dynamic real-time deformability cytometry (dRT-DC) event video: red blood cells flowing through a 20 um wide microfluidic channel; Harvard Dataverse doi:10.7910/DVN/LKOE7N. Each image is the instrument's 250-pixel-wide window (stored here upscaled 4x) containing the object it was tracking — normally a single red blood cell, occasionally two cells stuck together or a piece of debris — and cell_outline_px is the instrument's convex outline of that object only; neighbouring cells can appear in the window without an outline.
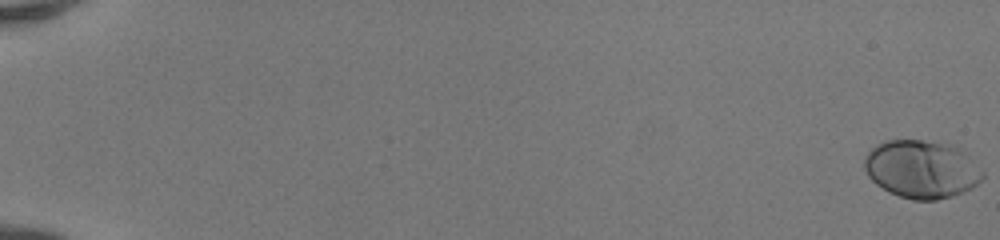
{"species": "human", "species_latin": "Homo sapiens", "temperature_condition": "room temperature", "stored_images_in_passage": 52, "camera_frame_rate_fps": 3000, "um_per_image_px": 0.085, "donor": {"sex": "female"}, "frame": {"image": 1, "passage_image": 1, "time_ms": 0.0, "image_size_px": [1000, 240], "cell_outline_px": [[984, 176], [972, 188], [952, 196], [936, 200], [912, 200], [888, 192], [876, 184], [868, 176], [864, 168], [864, 156], [876, 144], [884, 140], [940, 140], [952, 144], [964, 152], [984, 172]], "centroid_in_image_um": [78.32, 14.36], "position_along_channel_um": 6.7, "area_um2": 40.34}}
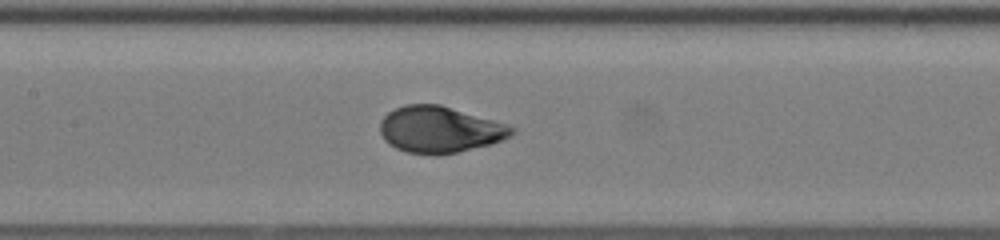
{"frame": {"image": 2, "passage_image": 28, "time_ms": 9.0, "image_size_px": [1000, 240], "cell_outline_px": [[516, 132], [512, 136], [492, 144], [456, 152], [436, 156], [432, 156], [408, 152], [396, 148], [388, 144], [384, 140], [380, 132], [380, 120], [388, 112], [404, 104], [440, 104], [508, 124], [516, 128]], "centroid_in_image_um": [37.39, 11.02], "position_along_channel_um": 170.0, "area_um2": 36.01}}
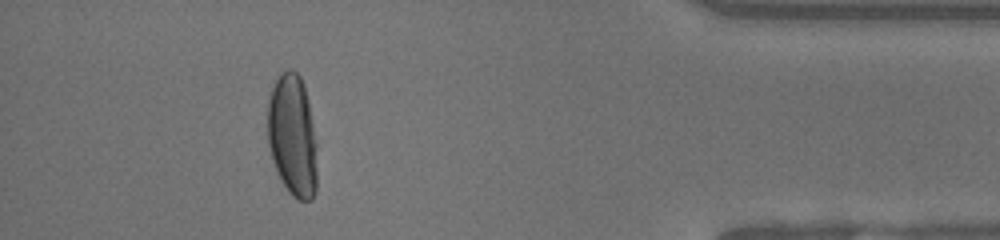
{"frame": {"image": 3, "passage_image": 48, "time_ms": 15.667, "image_size_px": [1000, 240], "cell_outline_px": [[316, 192], [312, 200], [300, 200], [292, 196], [288, 192], [280, 180], [276, 172], [272, 160], [268, 144], [268, 100], [272, 88], [276, 80], [288, 68], [292, 68], [300, 76], [308, 100], [316, 144]], "centroid_in_image_um": [24.85, 11.58], "position_along_channel_um": 410.3, "area_um2": 35.26}, "authors_computed_cell_mechanics": {"area_um2": 36.2695, "velocity_mm_per_s": 4.178, "shape_relaxation_time_tau1_ms": 2.497, "shape_relaxation_time_tau2_ms": null, "deformation_change_tau1": 0.1949, "deformation_change_tau2": null}}